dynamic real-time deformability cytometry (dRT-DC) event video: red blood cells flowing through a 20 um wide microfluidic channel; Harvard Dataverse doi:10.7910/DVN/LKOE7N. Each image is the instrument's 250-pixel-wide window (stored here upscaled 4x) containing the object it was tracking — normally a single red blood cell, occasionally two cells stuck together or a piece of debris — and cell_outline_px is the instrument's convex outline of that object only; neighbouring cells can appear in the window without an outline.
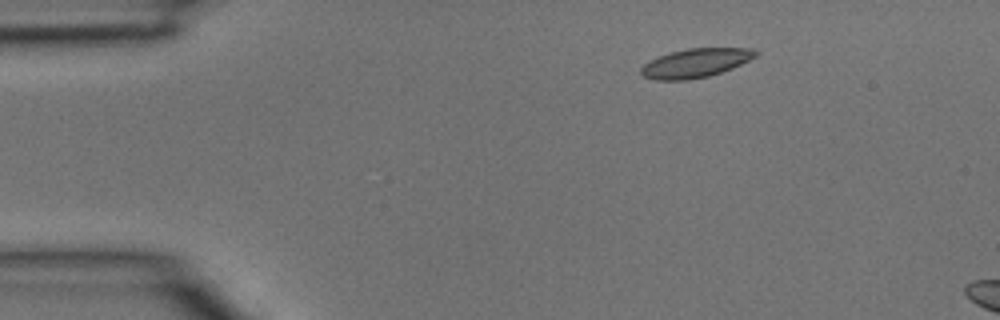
{"species": "common noctule bat (a hibernating species)", "species_latin": "Nyctalus noctula", "temperature_condition": "room temperature", "stored_images_in_passage": 5, "camera_frame_rate_fps": 3000, "um_per_image_px": 0.085, "animal": {"sex": "male", "body_mass_g": 15.6}, "frame": {"image": 1, "passage_image": 5, "time_ms": 1.333, "image_size_px": [1000, 320], "cell_outline_px": [[760, 52], [756, 56], [732, 68], [708, 76], [684, 80], [656, 80], [644, 76], [640, 72], [640, 68], [648, 60], [656, 56], [688, 48], [752, 48]], "centroid_in_image_um": [59.09, 5.35], "position_along_channel_um": 25.9, "area_um2": 19.25}}